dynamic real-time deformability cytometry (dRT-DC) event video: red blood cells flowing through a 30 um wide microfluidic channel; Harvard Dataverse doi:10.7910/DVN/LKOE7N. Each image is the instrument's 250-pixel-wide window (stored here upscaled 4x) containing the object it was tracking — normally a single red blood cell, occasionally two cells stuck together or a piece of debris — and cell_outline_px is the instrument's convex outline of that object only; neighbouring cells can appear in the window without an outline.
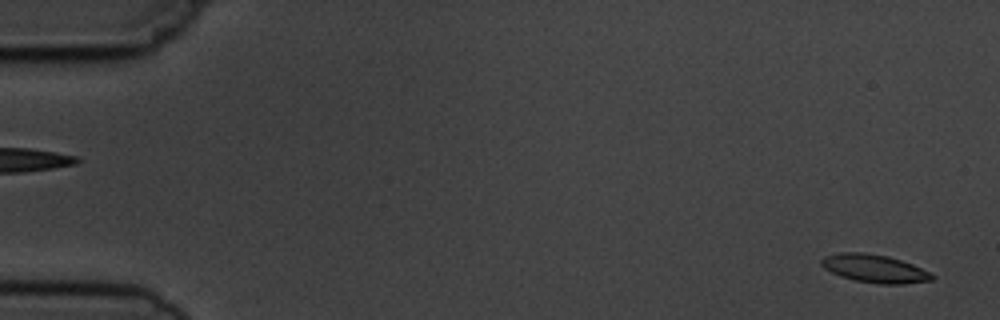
{"species": "common noctule bat (a hibernating species)", "species_latin": "Nyctalus noctula", "temperature_condition": "cold", "stored_images_in_passage": 5, "segment_of_instrument_passage": [2, 2], "camera_frame_rate_fps": 3000, "um_per_image_px": 0.085, "animal": {"sex": "male", "body_mass_g": 19.5, "forearm_length_mm": 54.6}, "frame": {"image": 1, "passage_image": 5, "time_ms": 5.667, "image_size_px": [1000, 320], "cell_outline_px": [[936, 276], [932, 280], [900, 284], [880, 284], [856, 280], [840, 276], [824, 268], [820, 264], [820, 260], [824, 256], [836, 252], [864, 252], [888, 256], [912, 264]], "centroid_in_image_um": [74.29, 22.81], "position_along_channel_um": 10.7, "area_um2": 18.03}}